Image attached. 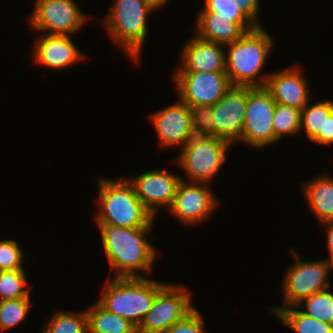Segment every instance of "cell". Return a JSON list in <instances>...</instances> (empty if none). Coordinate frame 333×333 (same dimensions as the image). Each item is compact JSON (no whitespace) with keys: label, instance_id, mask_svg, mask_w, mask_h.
I'll list each match as a JSON object with an SVG mask.
<instances>
[{"label":"cell","instance_id":"obj_3","mask_svg":"<svg viewBox=\"0 0 333 333\" xmlns=\"http://www.w3.org/2000/svg\"><path fill=\"white\" fill-rule=\"evenodd\" d=\"M99 211L95 222H104L125 228L149 226L155 217L136 196L132 183L126 177L99 178Z\"/></svg>","mask_w":333,"mask_h":333},{"label":"cell","instance_id":"obj_10","mask_svg":"<svg viewBox=\"0 0 333 333\" xmlns=\"http://www.w3.org/2000/svg\"><path fill=\"white\" fill-rule=\"evenodd\" d=\"M33 10L31 27L46 34L70 36L88 22L74 0H36Z\"/></svg>","mask_w":333,"mask_h":333},{"label":"cell","instance_id":"obj_1","mask_svg":"<svg viewBox=\"0 0 333 333\" xmlns=\"http://www.w3.org/2000/svg\"><path fill=\"white\" fill-rule=\"evenodd\" d=\"M154 222L141 228H125L96 222L103 250L111 270H114V277H145L140 274L141 271L148 274L151 272L157 252L147 237L154 228Z\"/></svg>","mask_w":333,"mask_h":333},{"label":"cell","instance_id":"obj_30","mask_svg":"<svg viewBox=\"0 0 333 333\" xmlns=\"http://www.w3.org/2000/svg\"><path fill=\"white\" fill-rule=\"evenodd\" d=\"M24 253L15 240L0 241V271L23 269Z\"/></svg>","mask_w":333,"mask_h":333},{"label":"cell","instance_id":"obj_2","mask_svg":"<svg viewBox=\"0 0 333 333\" xmlns=\"http://www.w3.org/2000/svg\"><path fill=\"white\" fill-rule=\"evenodd\" d=\"M269 34L263 26L256 27L225 45L226 73L232 86H266L270 74L260 73L273 49L274 40Z\"/></svg>","mask_w":333,"mask_h":333},{"label":"cell","instance_id":"obj_33","mask_svg":"<svg viewBox=\"0 0 333 333\" xmlns=\"http://www.w3.org/2000/svg\"><path fill=\"white\" fill-rule=\"evenodd\" d=\"M238 3L240 10L246 17L256 26L262 27L259 20L260 0H235ZM260 21V22H259Z\"/></svg>","mask_w":333,"mask_h":333},{"label":"cell","instance_id":"obj_32","mask_svg":"<svg viewBox=\"0 0 333 333\" xmlns=\"http://www.w3.org/2000/svg\"><path fill=\"white\" fill-rule=\"evenodd\" d=\"M204 317L195 307L183 319L174 323L165 333H205Z\"/></svg>","mask_w":333,"mask_h":333},{"label":"cell","instance_id":"obj_19","mask_svg":"<svg viewBox=\"0 0 333 333\" xmlns=\"http://www.w3.org/2000/svg\"><path fill=\"white\" fill-rule=\"evenodd\" d=\"M196 15L194 31L201 39L227 45L247 32L230 17L217 16V12H198Z\"/></svg>","mask_w":333,"mask_h":333},{"label":"cell","instance_id":"obj_8","mask_svg":"<svg viewBox=\"0 0 333 333\" xmlns=\"http://www.w3.org/2000/svg\"><path fill=\"white\" fill-rule=\"evenodd\" d=\"M276 102L265 87L247 86V105L244 119L243 143L262 149L279 142L273 130Z\"/></svg>","mask_w":333,"mask_h":333},{"label":"cell","instance_id":"obj_13","mask_svg":"<svg viewBox=\"0 0 333 333\" xmlns=\"http://www.w3.org/2000/svg\"><path fill=\"white\" fill-rule=\"evenodd\" d=\"M247 86H232L221 100L212 105L214 136L231 146L243 144Z\"/></svg>","mask_w":333,"mask_h":333},{"label":"cell","instance_id":"obj_16","mask_svg":"<svg viewBox=\"0 0 333 333\" xmlns=\"http://www.w3.org/2000/svg\"><path fill=\"white\" fill-rule=\"evenodd\" d=\"M181 50L175 72H226L225 45L201 39L196 34Z\"/></svg>","mask_w":333,"mask_h":333},{"label":"cell","instance_id":"obj_35","mask_svg":"<svg viewBox=\"0 0 333 333\" xmlns=\"http://www.w3.org/2000/svg\"><path fill=\"white\" fill-rule=\"evenodd\" d=\"M322 226L325 227L326 230V240H327V248L329 252V257L326 259L328 261L333 262V219L325 221L321 223Z\"/></svg>","mask_w":333,"mask_h":333},{"label":"cell","instance_id":"obj_15","mask_svg":"<svg viewBox=\"0 0 333 333\" xmlns=\"http://www.w3.org/2000/svg\"><path fill=\"white\" fill-rule=\"evenodd\" d=\"M179 101L151 114V121L157 132L159 145L180 146L182 149L194 135L189 106Z\"/></svg>","mask_w":333,"mask_h":333},{"label":"cell","instance_id":"obj_9","mask_svg":"<svg viewBox=\"0 0 333 333\" xmlns=\"http://www.w3.org/2000/svg\"><path fill=\"white\" fill-rule=\"evenodd\" d=\"M191 300L186 286L166 283L158 291L152 308L137 330L141 333H165L195 308Z\"/></svg>","mask_w":333,"mask_h":333},{"label":"cell","instance_id":"obj_34","mask_svg":"<svg viewBox=\"0 0 333 333\" xmlns=\"http://www.w3.org/2000/svg\"><path fill=\"white\" fill-rule=\"evenodd\" d=\"M312 142L321 146L333 145V112L325 120L324 133H319V135Z\"/></svg>","mask_w":333,"mask_h":333},{"label":"cell","instance_id":"obj_25","mask_svg":"<svg viewBox=\"0 0 333 333\" xmlns=\"http://www.w3.org/2000/svg\"><path fill=\"white\" fill-rule=\"evenodd\" d=\"M273 130L278 140L286 135L294 136L301 133V110L284 105L276 104L273 116Z\"/></svg>","mask_w":333,"mask_h":333},{"label":"cell","instance_id":"obj_22","mask_svg":"<svg viewBox=\"0 0 333 333\" xmlns=\"http://www.w3.org/2000/svg\"><path fill=\"white\" fill-rule=\"evenodd\" d=\"M276 318L296 333H333V325L307 316L297 306L283 308Z\"/></svg>","mask_w":333,"mask_h":333},{"label":"cell","instance_id":"obj_14","mask_svg":"<svg viewBox=\"0 0 333 333\" xmlns=\"http://www.w3.org/2000/svg\"><path fill=\"white\" fill-rule=\"evenodd\" d=\"M128 180L132 183L136 196L156 218L160 208L168 210L172 206L181 176L172 171L154 169Z\"/></svg>","mask_w":333,"mask_h":333},{"label":"cell","instance_id":"obj_6","mask_svg":"<svg viewBox=\"0 0 333 333\" xmlns=\"http://www.w3.org/2000/svg\"><path fill=\"white\" fill-rule=\"evenodd\" d=\"M294 264L289 265L282 283V306H270V311L275 315L283 308L297 306L304 299L316 292L331 288L329 275L333 269V262L326 258L323 260L304 261L294 248H291Z\"/></svg>","mask_w":333,"mask_h":333},{"label":"cell","instance_id":"obj_18","mask_svg":"<svg viewBox=\"0 0 333 333\" xmlns=\"http://www.w3.org/2000/svg\"><path fill=\"white\" fill-rule=\"evenodd\" d=\"M266 88L271 92L276 103L302 110L309 103L307 79L298 65L279 72L269 73Z\"/></svg>","mask_w":333,"mask_h":333},{"label":"cell","instance_id":"obj_4","mask_svg":"<svg viewBox=\"0 0 333 333\" xmlns=\"http://www.w3.org/2000/svg\"><path fill=\"white\" fill-rule=\"evenodd\" d=\"M97 301L108 312L126 318L137 328L152 308L158 291L166 284L147 277L107 279Z\"/></svg>","mask_w":333,"mask_h":333},{"label":"cell","instance_id":"obj_5","mask_svg":"<svg viewBox=\"0 0 333 333\" xmlns=\"http://www.w3.org/2000/svg\"><path fill=\"white\" fill-rule=\"evenodd\" d=\"M152 12L145 0H115L101 21L114 43L137 63L148 35V14Z\"/></svg>","mask_w":333,"mask_h":333},{"label":"cell","instance_id":"obj_20","mask_svg":"<svg viewBox=\"0 0 333 333\" xmlns=\"http://www.w3.org/2000/svg\"><path fill=\"white\" fill-rule=\"evenodd\" d=\"M303 192L307 204L319 223L333 219V178L321 174L304 182Z\"/></svg>","mask_w":333,"mask_h":333},{"label":"cell","instance_id":"obj_17","mask_svg":"<svg viewBox=\"0 0 333 333\" xmlns=\"http://www.w3.org/2000/svg\"><path fill=\"white\" fill-rule=\"evenodd\" d=\"M33 47V61L41 66L61 70L85 57L71 36L41 33Z\"/></svg>","mask_w":333,"mask_h":333},{"label":"cell","instance_id":"obj_12","mask_svg":"<svg viewBox=\"0 0 333 333\" xmlns=\"http://www.w3.org/2000/svg\"><path fill=\"white\" fill-rule=\"evenodd\" d=\"M208 183L187 182L178 184L172 206L167 210L182 225L192 227L210 218L220 205Z\"/></svg>","mask_w":333,"mask_h":333},{"label":"cell","instance_id":"obj_7","mask_svg":"<svg viewBox=\"0 0 333 333\" xmlns=\"http://www.w3.org/2000/svg\"><path fill=\"white\" fill-rule=\"evenodd\" d=\"M231 145L216 136L193 135L179 152L176 163L182 167L187 182L208 183L226 162Z\"/></svg>","mask_w":333,"mask_h":333},{"label":"cell","instance_id":"obj_11","mask_svg":"<svg viewBox=\"0 0 333 333\" xmlns=\"http://www.w3.org/2000/svg\"><path fill=\"white\" fill-rule=\"evenodd\" d=\"M178 98L189 107L216 104L232 87L226 72H174Z\"/></svg>","mask_w":333,"mask_h":333},{"label":"cell","instance_id":"obj_28","mask_svg":"<svg viewBox=\"0 0 333 333\" xmlns=\"http://www.w3.org/2000/svg\"><path fill=\"white\" fill-rule=\"evenodd\" d=\"M25 269L0 271V301L30 297Z\"/></svg>","mask_w":333,"mask_h":333},{"label":"cell","instance_id":"obj_36","mask_svg":"<svg viewBox=\"0 0 333 333\" xmlns=\"http://www.w3.org/2000/svg\"><path fill=\"white\" fill-rule=\"evenodd\" d=\"M147 4L154 10H157L158 8L167 5L169 0H145Z\"/></svg>","mask_w":333,"mask_h":333},{"label":"cell","instance_id":"obj_27","mask_svg":"<svg viewBox=\"0 0 333 333\" xmlns=\"http://www.w3.org/2000/svg\"><path fill=\"white\" fill-rule=\"evenodd\" d=\"M30 297L0 301V332L9 331L25 321L31 308Z\"/></svg>","mask_w":333,"mask_h":333},{"label":"cell","instance_id":"obj_31","mask_svg":"<svg viewBox=\"0 0 333 333\" xmlns=\"http://www.w3.org/2000/svg\"><path fill=\"white\" fill-rule=\"evenodd\" d=\"M189 108L194 135L214 136L212 106L194 105Z\"/></svg>","mask_w":333,"mask_h":333},{"label":"cell","instance_id":"obj_29","mask_svg":"<svg viewBox=\"0 0 333 333\" xmlns=\"http://www.w3.org/2000/svg\"><path fill=\"white\" fill-rule=\"evenodd\" d=\"M204 6L199 12H217V16L230 17L233 22L239 23L246 31H251L256 26L240 10L235 0H204Z\"/></svg>","mask_w":333,"mask_h":333},{"label":"cell","instance_id":"obj_23","mask_svg":"<svg viewBox=\"0 0 333 333\" xmlns=\"http://www.w3.org/2000/svg\"><path fill=\"white\" fill-rule=\"evenodd\" d=\"M333 112V100L308 104L301 110V128L312 142L319 133H324L325 120Z\"/></svg>","mask_w":333,"mask_h":333},{"label":"cell","instance_id":"obj_24","mask_svg":"<svg viewBox=\"0 0 333 333\" xmlns=\"http://www.w3.org/2000/svg\"><path fill=\"white\" fill-rule=\"evenodd\" d=\"M45 325V326H44ZM40 333H89L87 311H56Z\"/></svg>","mask_w":333,"mask_h":333},{"label":"cell","instance_id":"obj_26","mask_svg":"<svg viewBox=\"0 0 333 333\" xmlns=\"http://www.w3.org/2000/svg\"><path fill=\"white\" fill-rule=\"evenodd\" d=\"M329 289L331 288L312 294L297 307L302 308V312L307 316L333 325V294Z\"/></svg>","mask_w":333,"mask_h":333},{"label":"cell","instance_id":"obj_21","mask_svg":"<svg viewBox=\"0 0 333 333\" xmlns=\"http://www.w3.org/2000/svg\"><path fill=\"white\" fill-rule=\"evenodd\" d=\"M87 311L89 333H134L137 327L126 318L108 312L98 302Z\"/></svg>","mask_w":333,"mask_h":333}]
</instances>
